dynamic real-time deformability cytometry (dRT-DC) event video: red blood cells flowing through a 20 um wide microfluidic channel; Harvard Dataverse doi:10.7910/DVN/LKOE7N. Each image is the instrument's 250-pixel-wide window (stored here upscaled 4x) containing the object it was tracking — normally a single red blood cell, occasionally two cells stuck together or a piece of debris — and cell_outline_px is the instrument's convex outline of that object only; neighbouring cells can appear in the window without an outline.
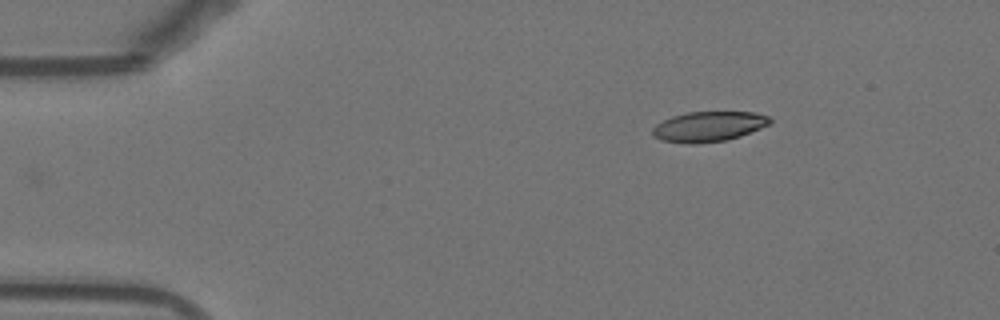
{"species": "Egyptian fruit bat (a non-hibernating species)", "species_latin": "Rousettus aegyptiacus", "temperature_condition": "warm", "stored_images_in_passage": 39, "camera_frame_rate_fps": 3000, "um_per_image_px": 0.085, "animal": {"sex": "female"}, "frame": {"image": 1, "passage_image": 1, "time_ms": 0.0, "image_size_px": [1000, 320], "cell_outline_px": [[772, 120], [768, 124], [760, 128], [740, 136], [724, 140], [696, 144], [688, 144], [660, 140], [652, 136], [652, 128], [656, 124], [672, 116], [688, 112], [756, 112], [772, 116]], "centroid_in_image_um": [60.22, 10.75], "position_along_channel_um": 24.8, "area_um2": 20.69}}
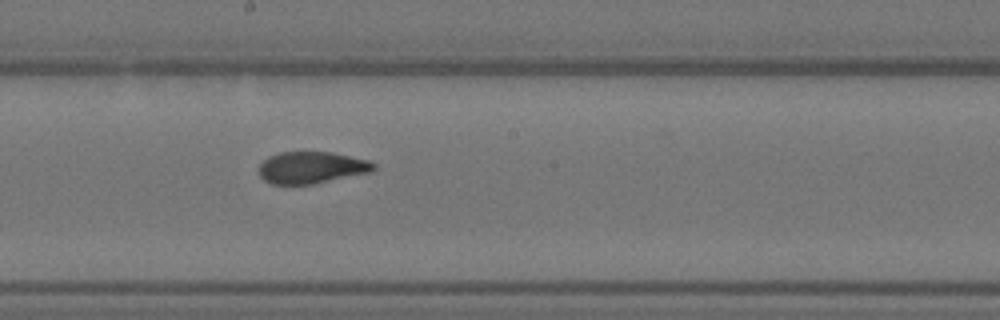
{"frame": {"image": 2, "passage_image": 22, "time_ms": 7.0, "image_size_px": [1000, 320], "cell_outline_px": [[376, 168], [372, 172], [312, 184], [272, 184], [264, 180], [260, 176], [260, 164], [268, 156], [280, 152], [328, 152], [368, 160], [376, 164]], "centroid_in_image_um": [26.48, 14.24], "position_along_channel_um": 221.7, "area_um2": 21.15}}
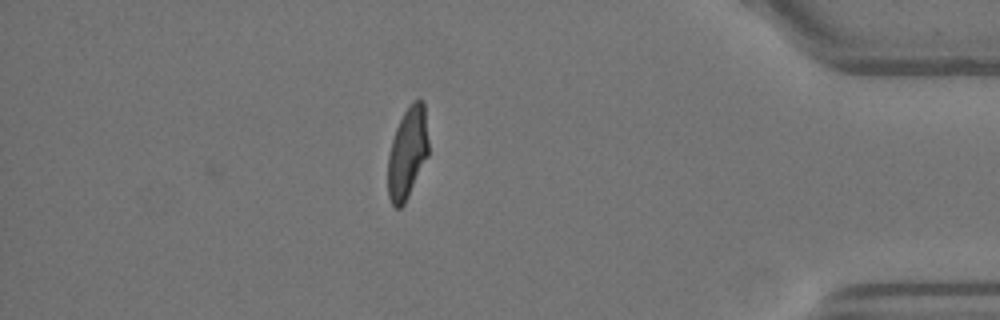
{"frame": {"image": 3, "passage_image": 39, "time_ms": 12.667, "image_size_px": [1000, 320], "cell_outline_px": [[428, 156], [404, 204], [400, 208], [396, 208], [392, 204], [388, 196], [388, 156], [392, 140], [396, 128], [408, 104], [412, 100], [424, 100], [428, 140]], "centroid_in_image_um": [34.63, 12.97], "position_along_channel_um": 400.6, "area_um2": 21.62}, "authors_computed_cell_mechanics": {"area_um2": 22.3108, "velocity_mm_per_s": 3.8405, "shape_relaxation_time_tau1_ms": 6.4161, "shape_relaxation_time_tau2_ms": 1.25, "deformation_change_tau1": 0.2719, "deformation_change_tau2": 0.0844}}